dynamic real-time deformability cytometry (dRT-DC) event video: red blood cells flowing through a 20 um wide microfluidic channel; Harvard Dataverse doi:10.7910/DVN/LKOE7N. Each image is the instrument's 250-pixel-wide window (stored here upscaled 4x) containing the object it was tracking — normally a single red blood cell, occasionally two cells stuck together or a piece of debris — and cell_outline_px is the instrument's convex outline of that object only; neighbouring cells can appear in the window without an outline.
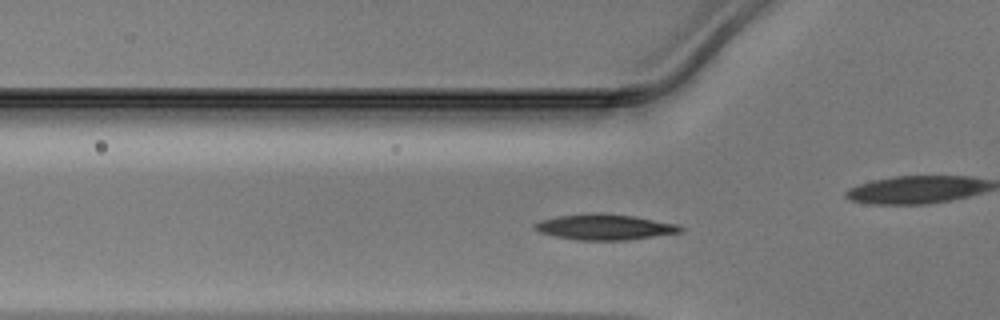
{"species": "Egyptian fruit bat (a non-hibernating species)", "species_latin": "Rousettus aegyptiacus", "temperature_condition": "warm", "stored_images_in_passage": 38, "camera_frame_rate_fps": 3000, "um_per_image_px": 0.085, "animal": {"sex": "male"}, "frame": {"image": 1, "passage_image": 4, "time_ms": 1.0, "image_size_px": [1000, 320], "cell_outline_px": [[684, 232], [628, 240], [576, 240], [552, 236], [540, 232], [532, 228], [532, 224], [540, 220], [556, 216], [592, 212], [596, 212], [632, 216], [676, 224], [684, 228]], "centroid_in_image_um": [51.34, 19.3], "position_along_channel_um": 74.5, "area_um2": 22.02}}
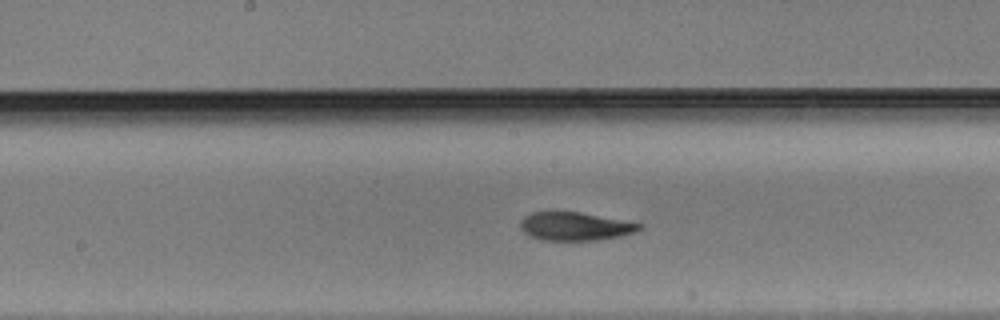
{"frame": {"image": 2, "passage_image": 13, "time_ms": 4.0, "image_size_px": [1000, 320], "cell_outline_px": [[644, 228], [636, 232], [620, 236], [596, 240], [540, 240], [524, 232], [520, 228], [520, 220], [524, 216], [532, 212], [580, 212], [640, 224]], "centroid_in_image_um": [48.85, 19.24], "position_along_channel_um": 199.3, "area_um2": 19.42}}
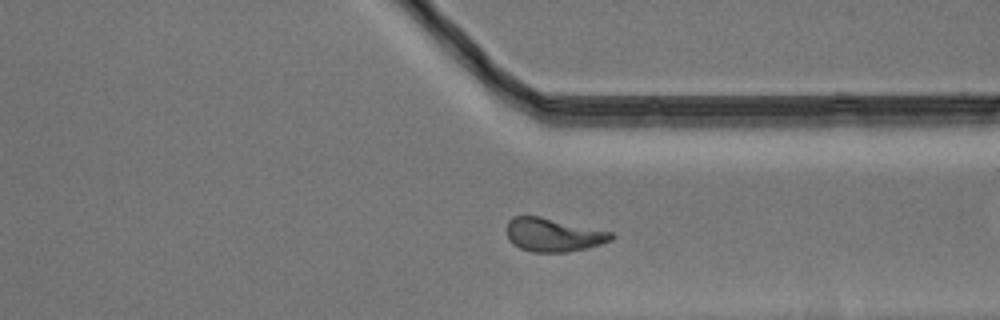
{"frame": {"image": 3, "passage_image": 25, "time_ms": 8.0, "image_size_px": [1000, 320], "cell_outline_px": [[616, 236], [612, 240], [600, 244], [568, 252], [532, 252], [520, 248], [512, 244], [508, 240], [508, 220], [512, 216], [540, 216], [612, 232]], "centroid_in_image_um": [47.02, 19.96], "position_along_channel_um": 364.4, "area_um2": 20.35}}